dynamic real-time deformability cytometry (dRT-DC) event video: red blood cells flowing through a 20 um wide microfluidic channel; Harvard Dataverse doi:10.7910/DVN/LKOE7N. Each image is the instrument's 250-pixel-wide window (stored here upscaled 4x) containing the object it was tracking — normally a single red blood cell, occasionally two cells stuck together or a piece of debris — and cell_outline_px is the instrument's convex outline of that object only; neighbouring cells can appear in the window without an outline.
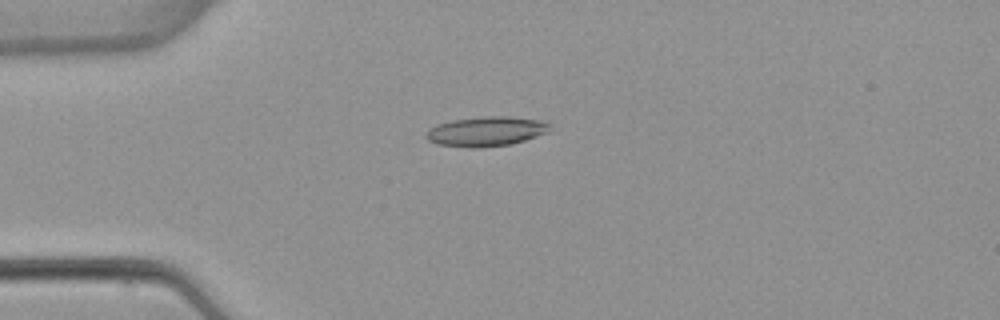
{"species": "common noctule bat (a hibernating species)", "species_latin": "Nyctalus noctula", "temperature_condition": "warm", "stored_images_in_passage": 4, "camera_frame_rate_fps": 3000, "um_per_image_px": 0.085, "animal": {"sex": "female", "body_mass_g": 22.7, "forearm_length_mm": 54.2}, "frame": {"image": 1, "passage_image": 3, "time_ms": 3.333, "image_size_px": [1000, 320], "cell_outline_px": [[548, 132], [512, 144], [476, 148], [472, 148], [436, 144], [428, 140], [424, 136], [424, 132], [440, 124], [452, 120], [484, 116], [508, 116], [544, 120], [548, 124]], "centroid_in_image_um": [41.3, 11.17], "position_along_channel_um": 43.7, "area_um2": 21.33}}